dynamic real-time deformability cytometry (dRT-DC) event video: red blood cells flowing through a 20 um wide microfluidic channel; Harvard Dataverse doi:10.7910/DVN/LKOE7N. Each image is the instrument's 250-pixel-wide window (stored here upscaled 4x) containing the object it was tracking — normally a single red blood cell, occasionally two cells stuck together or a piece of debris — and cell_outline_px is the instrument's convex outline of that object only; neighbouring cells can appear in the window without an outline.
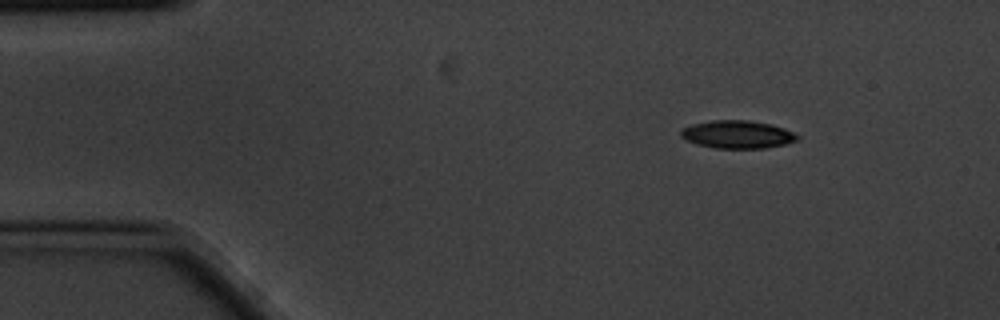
{"species": "common noctule bat (a hibernating species)", "species_latin": "Nyctalus noctula", "temperature_condition": "cold", "stored_images_in_passage": 3, "camera_frame_rate_fps": 3000, "um_per_image_px": 0.085, "animal": {"sex": "male", "body_mass_g": 20.1, "forearm_length_mm": 53.5}, "frame": {"image": 1, "passage_image": 1, "time_ms": 0.0, "image_size_px": [1000, 320], "cell_outline_px": [[800, 140], [784, 144], [764, 148], [716, 148], [696, 144], [680, 136], [680, 132], [684, 128], [692, 124], [712, 120], [748, 120], [768, 124], [784, 128], [800, 136]], "centroid_in_image_um": [62.69, 11.43], "position_along_channel_um": 22.3, "area_um2": 18.79}}
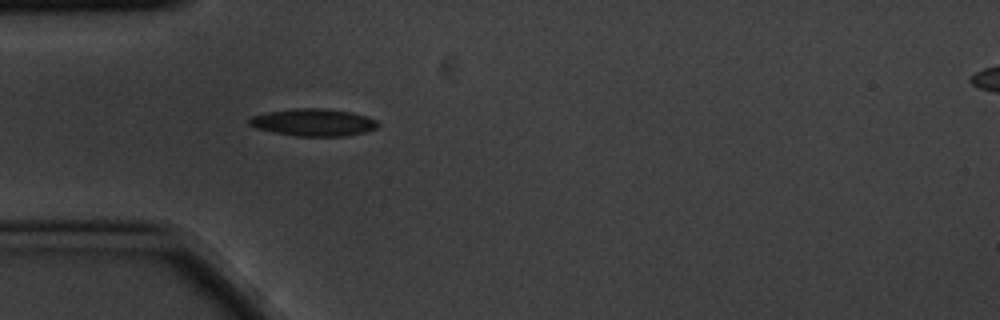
{"frame": {"image": 2, "passage_image": 3, "time_ms": 0.667, "image_size_px": [1000, 320], "cell_outline_px": [[380, 124], [376, 128], [364, 132], [344, 136], [296, 136], [256, 128], [248, 124], [248, 120], [252, 116], [268, 112], [292, 108], [324, 108], [352, 112], [368, 116], [376, 120]], "centroid_in_image_um": [26.66, 10.39], "position_along_channel_um": 58.3, "area_um2": 20.46}}